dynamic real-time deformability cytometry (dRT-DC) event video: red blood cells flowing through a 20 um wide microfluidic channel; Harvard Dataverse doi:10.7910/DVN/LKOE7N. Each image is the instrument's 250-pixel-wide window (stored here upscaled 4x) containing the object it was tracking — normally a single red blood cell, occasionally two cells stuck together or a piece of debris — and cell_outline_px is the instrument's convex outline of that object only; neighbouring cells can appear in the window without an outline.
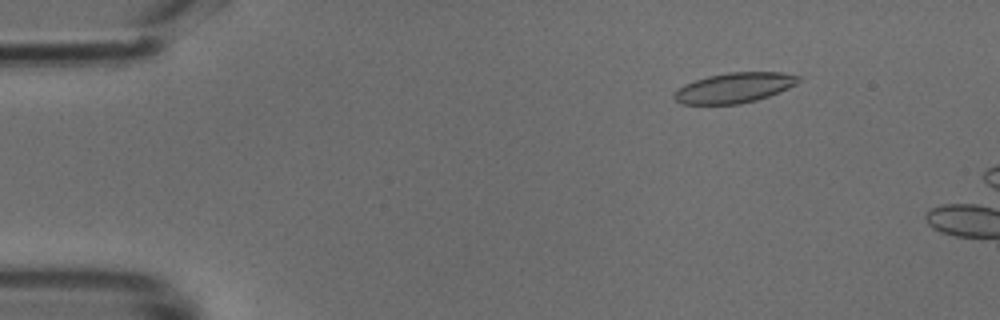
{"species": "common noctule bat (a hibernating species)", "species_latin": "Nyctalus noctula", "temperature_condition": "cold", "stored_images_in_passage": 12, "camera_frame_rate_fps": 3000, "um_per_image_px": 0.085, "animal": {"sex": "male", "body_mass_g": 18.8}, "frame": {"image": 1, "passage_image": 7, "time_ms": 2.0, "image_size_px": [1000, 320], "cell_outline_px": [[800, 80], [796, 84], [788, 88], [768, 96], [756, 100], [740, 104], [680, 104], [672, 96], [684, 84], [708, 76], [728, 72], [780, 72], [800, 76]], "centroid_in_image_um": [62.42, 7.46], "position_along_channel_um": 22.6, "area_um2": 21.68}}